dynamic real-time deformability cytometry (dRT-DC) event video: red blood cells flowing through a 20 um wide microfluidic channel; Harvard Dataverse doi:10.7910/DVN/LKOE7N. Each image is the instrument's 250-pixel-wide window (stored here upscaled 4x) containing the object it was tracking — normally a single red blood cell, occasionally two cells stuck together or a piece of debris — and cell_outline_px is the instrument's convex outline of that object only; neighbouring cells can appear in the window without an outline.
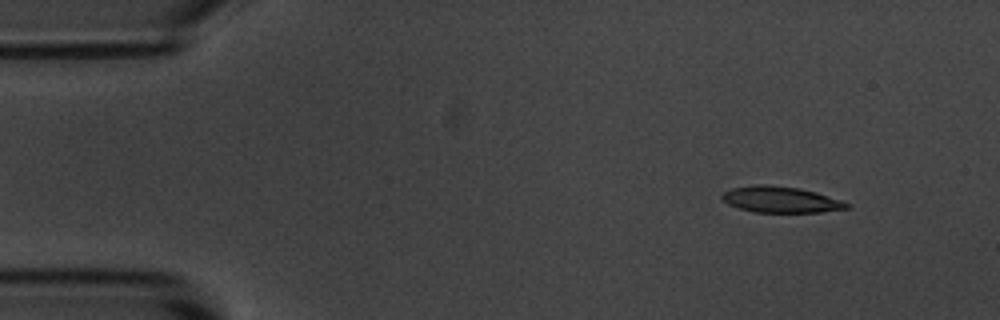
{"species": "common noctule bat (a hibernating species)", "species_latin": "Nyctalus noctula", "temperature_condition": "room temperature", "stored_images_in_passage": 4, "camera_frame_rate_fps": 3000, "um_per_image_px": 0.085, "animal": {"sex": "male", "body_mass_g": 20.1, "forearm_length_mm": 53.5}, "frame": {"image": 1, "passage_image": 1, "time_ms": 0.0, "image_size_px": [1000, 320], "cell_outline_px": [[852, 204], [848, 208], [820, 212], [756, 212], [740, 208], [728, 204], [720, 200], [720, 196], [724, 192], [732, 188], [756, 184], [764, 184], [800, 188], [816, 192]], "centroid_in_image_um": [66.33, 16.96], "position_along_channel_um": 18.7, "area_um2": 18.96}}
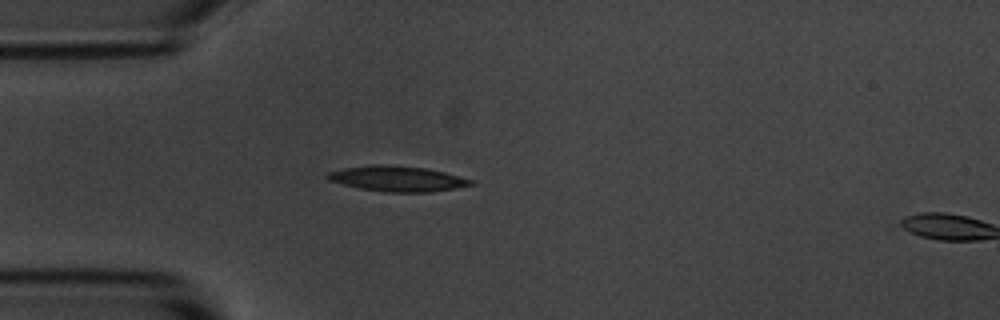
{"frame": {"image": 2, "passage_image": 3, "time_ms": 3.0, "image_size_px": [1000, 320], "cell_outline_px": [[476, 184], [456, 188], [432, 192], [388, 192], [360, 188], [328, 180], [324, 176], [328, 172], [344, 168], [372, 164], [380, 164], [424, 168], [444, 172], [472, 180]], "centroid_in_image_um": [33.77, 15.19], "position_along_channel_um": 51.2, "area_um2": 21.04}}